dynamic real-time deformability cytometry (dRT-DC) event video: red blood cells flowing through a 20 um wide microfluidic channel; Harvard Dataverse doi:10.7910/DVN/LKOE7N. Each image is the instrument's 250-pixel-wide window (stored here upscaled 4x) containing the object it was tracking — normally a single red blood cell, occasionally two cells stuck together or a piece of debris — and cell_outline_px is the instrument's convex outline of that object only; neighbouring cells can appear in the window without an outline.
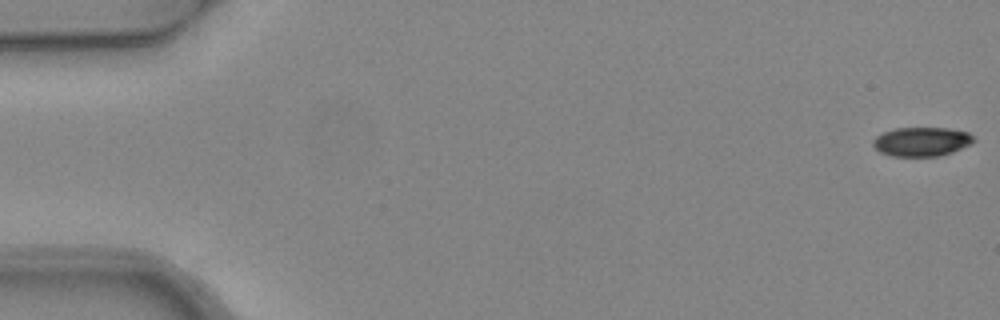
{"species": "common noctule bat (a hibernating species)", "species_latin": "Nyctalus noctula", "temperature_condition": "warm", "stored_images_in_passage": 5, "camera_frame_rate_fps": 3000, "um_per_image_px": 0.085, "animal": {"sex": "female", "body_mass_g": 24.6, "forearm_length_mm": 56.2}, "frame": {"image": 1, "passage_image": 1, "time_ms": 0.0, "image_size_px": [1000, 320], "cell_outline_px": [[976, 140], [972, 144], [952, 152], [940, 156], [892, 156], [880, 152], [872, 144], [872, 140], [876, 136], [884, 132], [896, 128], [948, 128], [968, 132]], "centroid_in_image_um": [78.35, 12.04], "position_along_channel_um": 6.6, "area_um2": 17.11}}
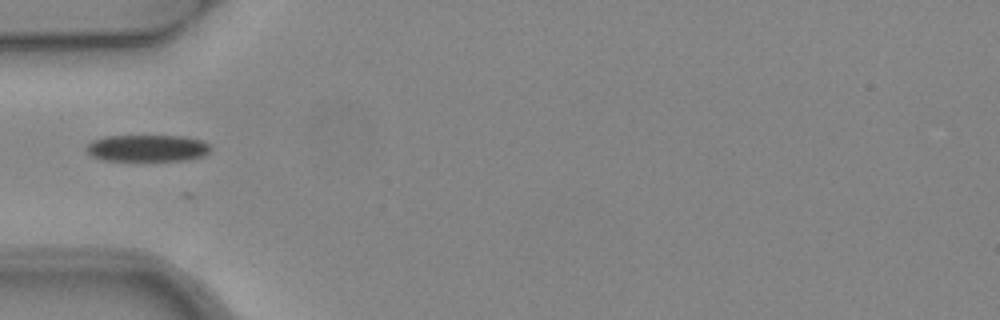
{"frame": {"image": 2, "passage_image": 5, "time_ms": 1.333, "image_size_px": [1000, 320], "cell_outline_px": [[212, 148], [204, 156], [188, 160], [100, 160], [84, 152], [88, 144], [92, 140], [104, 136], [184, 136], [200, 140], [208, 144]], "centroid_in_image_um": [12.49, 12.59], "position_along_channel_um": 72.5, "area_um2": 19.48}}